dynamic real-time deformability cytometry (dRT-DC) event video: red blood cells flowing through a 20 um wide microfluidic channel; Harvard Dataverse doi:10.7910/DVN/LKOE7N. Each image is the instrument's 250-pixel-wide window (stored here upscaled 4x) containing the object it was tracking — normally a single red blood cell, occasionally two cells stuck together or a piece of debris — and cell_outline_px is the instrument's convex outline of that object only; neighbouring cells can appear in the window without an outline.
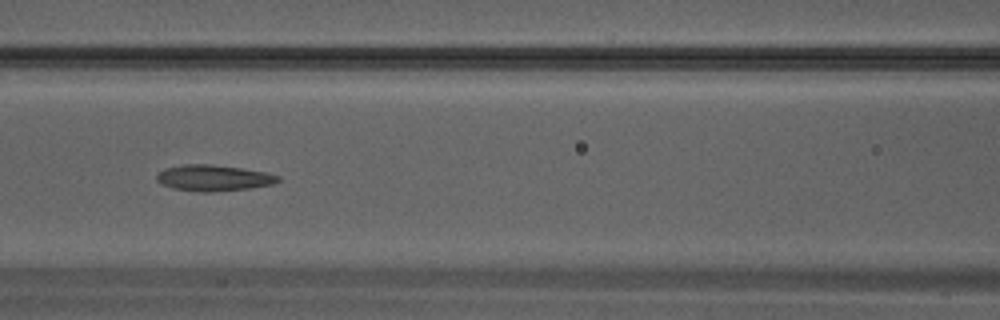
{"species": "Egyptian fruit bat (a non-hibernating species)", "species_latin": "Rousettus aegyptiacus", "temperature_condition": "warm", "stored_images_in_passage": 27, "camera_frame_rate_fps": 3000, "um_per_image_px": 0.085, "animal": {"sex": "male"}, "frame": {"image": 1, "passage_image": 8, "time_ms": 2.333, "image_size_px": [1000, 320], "cell_outline_px": [[280, 180], [272, 184], [248, 188], [212, 192], [200, 192], [172, 188], [160, 184], [156, 180], [156, 172], [164, 168], [180, 164], [212, 164], [240, 168], [264, 172], [280, 176]], "centroid_in_image_um": [18.06, 15.12], "position_along_channel_um": 148.5, "area_um2": 18.55}}
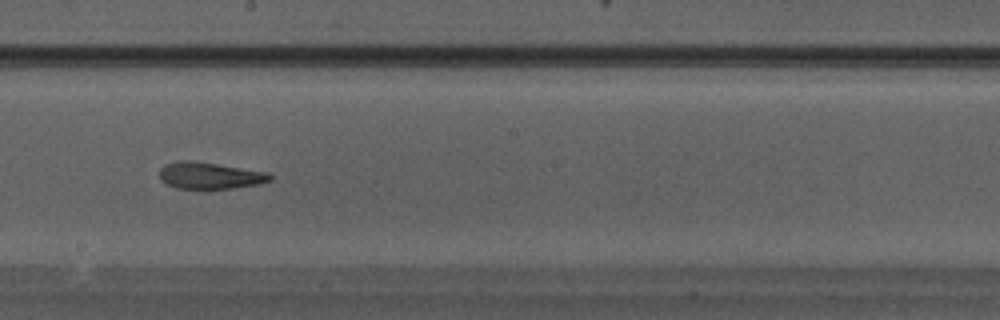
{"frame": {"image": 2, "passage_image": 12, "time_ms": 3.667, "image_size_px": [1000, 320], "cell_outline_px": [[272, 180], [260, 184], [232, 188], [176, 188], [160, 180], [160, 168], [164, 164], [180, 160], [188, 160], [216, 164], [268, 172], [272, 176]], "centroid_in_image_um": [17.83, 14.92], "position_along_channel_um": 230.4, "area_um2": 17.05}}
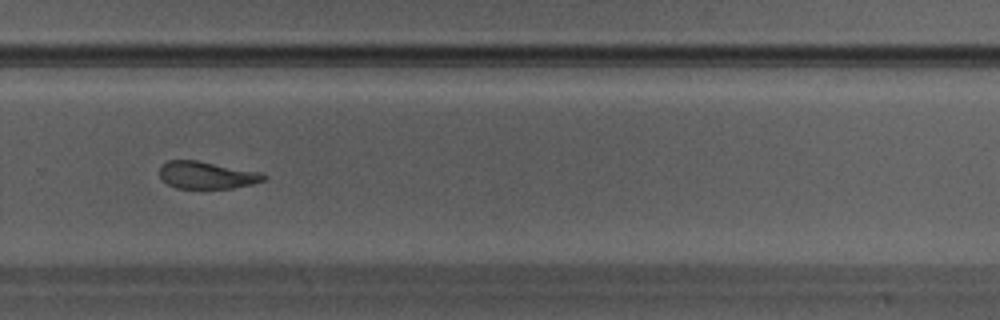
{"frame": {"image": 3, "passage_image": 16, "time_ms": 5.0, "image_size_px": [1000, 320], "cell_outline_px": [[268, 176], [264, 180], [252, 184], [232, 188], [176, 188], [168, 184], [160, 176], [160, 168], [168, 160], [196, 160], [260, 172]], "centroid_in_image_um": [17.59, 14.88], "position_along_channel_um": 312.2, "area_um2": 16.36}}